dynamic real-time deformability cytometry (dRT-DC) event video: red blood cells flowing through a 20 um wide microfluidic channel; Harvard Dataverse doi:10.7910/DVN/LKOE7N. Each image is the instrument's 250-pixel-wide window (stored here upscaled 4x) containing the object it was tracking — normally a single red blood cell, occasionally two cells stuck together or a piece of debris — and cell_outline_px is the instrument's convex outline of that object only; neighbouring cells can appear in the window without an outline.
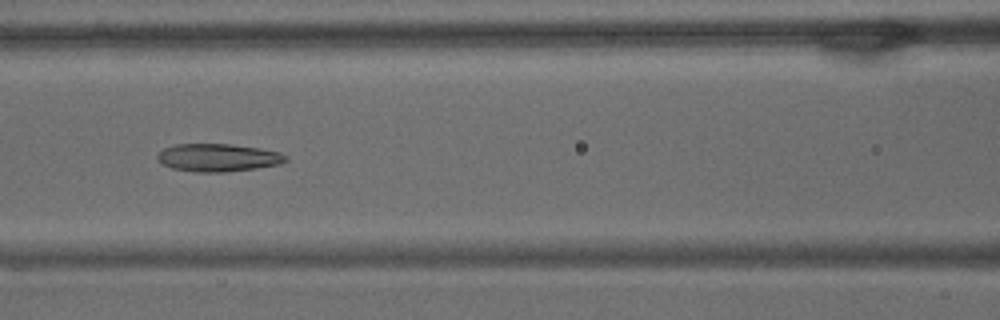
{"species": "common noctule bat (a hibernating species)", "species_latin": "Nyctalus noctula", "temperature_condition": "warm", "stored_images_in_passage": 45, "camera_frame_rate_fps": 3000, "um_per_image_px": 0.085, "animal": {"sex": "male", "body_mass_g": 15.6}, "frame": {"image": 1, "passage_image": 11, "time_ms": 3.333, "image_size_px": [1000, 320], "cell_outline_px": [[288, 160], [280, 164], [256, 168], [224, 172], [196, 172], [172, 168], [164, 164], [156, 156], [164, 148], [176, 144], [232, 144], [280, 152], [288, 156]], "centroid_in_image_um": [18.56, 13.4], "position_along_channel_um": 148.0, "area_um2": 20.63}}
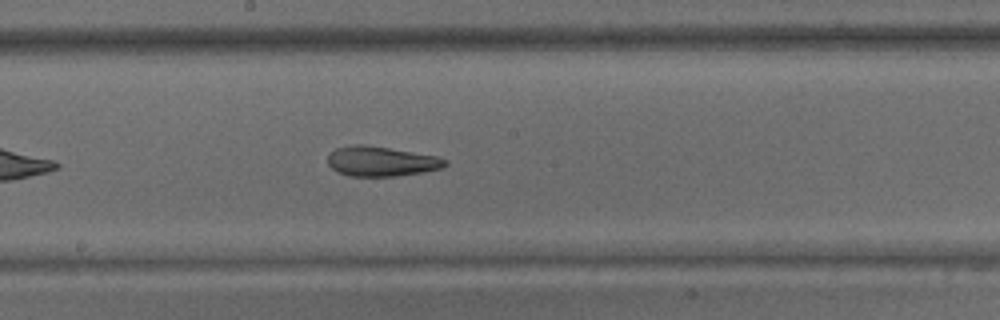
{"frame": {"image": 2, "passage_image": 17, "time_ms": 5.333, "image_size_px": [1000, 320], "cell_outline_px": [[448, 164], [444, 168], [424, 172], [396, 176], [348, 176], [332, 168], [328, 164], [328, 156], [336, 148], [352, 144], [364, 144], [436, 156], [448, 160]], "centroid_in_image_um": [32.43, 13.71], "position_along_channel_um": 215.8, "area_um2": 20.4}}
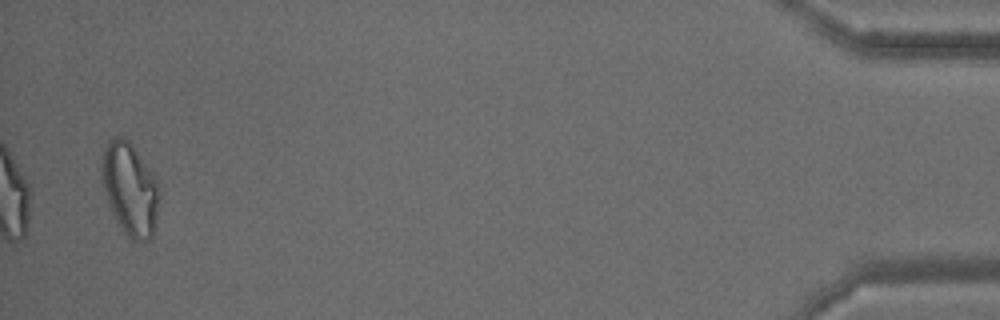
{"frame": {"image": 3, "passage_image": 43, "time_ms": 14.0, "image_size_px": [1000, 320], "cell_outline_px": [[160, 196], [152, 236], [144, 244], [132, 240], [124, 232], [116, 220], [112, 212], [104, 188], [100, 164], [104, 148], [116, 136], [124, 136], [132, 144], [160, 180]], "centroid_in_image_um": [11.09, 16.06], "position_along_channel_um": 424.1, "area_um2": 31.39}, "authors_computed_cell_mechanics": {"area_um2": 22.3108, "velocity_mm_per_s": 3.3978, "shape_relaxation_time_tau1_ms": null, "shape_relaxation_time_tau2_ms": 3.2291, "deformation_change_tau1": null, "deformation_change_tau2": 0.1092}}